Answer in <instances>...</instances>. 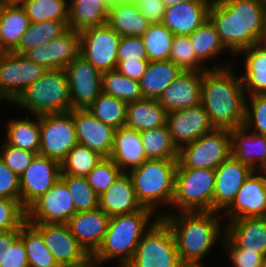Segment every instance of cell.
Masks as SVG:
<instances>
[{"instance_id": "cell-7", "label": "cell", "mask_w": 266, "mask_h": 267, "mask_svg": "<svg viewBox=\"0 0 266 267\" xmlns=\"http://www.w3.org/2000/svg\"><path fill=\"white\" fill-rule=\"evenodd\" d=\"M215 171L177 168L172 207L180 212L213 211Z\"/></svg>"}, {"instance_id": "cell-42", "label": "cell", "mask_w": 266, "mask_h": 267, "mask_svg": "<svg viewBox=\"0 0 266 267\" xmlns=\"http://www.w3.org/2000/svg\"><path fill=\"white\" fill-rule=\"evenodd\" d=\"M188 36L192 42L196 55L203 62L208 59H216L220 52L225 51L226 49L222 44L214 25L209 19Z\"/></svg>"}, {"instance_id": "cell-21", "label": "cell", "mask_w": 266, "mask_h": 267, "mask_svg": "<svg viewBox=\"0 0 266 267\" xmlns=\"http://www.w3.org/2000/svg\"><path fill=\"white\" fill-rule=\"evenodd\" d=\"M78 144L87 146L103 157H110L116 129L104 124L87 109L72 110Z\"/></svg>"}, {"instance_id": "cell-10", "label": "cell", "mask_w": 266, "mask_h": 267, "mask_svg": "<svg viewBox=\"0 0 266 267\" xmlns=\"http://www.w3.org/2000/svg\"><path fill=\"white\" fill-rule=\"evenodd\" d=\"M39 125L41 135L39 154L61 163L78 144L72 110L39 115Z\"/></svg>"}, {"instance_id": "cell-15", "label": "cell", "mask_w": 266, "mask_h": 267, "mask_svg": "<svg viewBox=\"0 0 266 267\" xmlns=\"http://www.w3.org/2000/svg\"><path fill=\"white\" fill-rule=\"evenodd\" d=\"M61 163L37 154L29 167L19 177L20 201L27 209L44 195L60 178Z\"/></svg>"}, {"instance_id": "cell-4", "label": "cell", "mask_w": 266, "mask_h": 267, "mask_svg": "<svg viewBox=\"0 0 266 267\" xmlns=\"http://www.w3.org/2000/svg\"><path fill=\"white\" fill-rule=\"evenodd\" d=\"M155 213L144 207L130 214L110 216L104 240L92 257L100 264L114 259L118 265L128 264L140 239L160 218ZM151 217L155 219L150 223Z\"/></svg>"}, {"instance_id": "cell-53", "label": "cell", "mask_w": 266, "mask_h": 267, "mask_svg": "<svg viewBox=\"0 0 266 267\" xmlns=\"http://www.w3.org/2000/svg\"><path fill=\"white\" fill-rule=\"evenodd\" d=\"M0 198L20 201L19 177L0 158Z\"/></svg>"}, {"instance_id": "cell-18", "label": "cell", "mask_w": 266, "mask_h": 267, "mask_svg": "<svg viewBox=\"0 0 266 267\" xmlns=\"http://www.w3.org/2000/svg\"><path fill=\"white\" fill-rule=\"evenodd\" d=\"M80 54V32L68 29L49 43L37 46L23 55L46 69H65Z\"/></svg>"}, {"instance_id": "cell-45", "label": "cell", "mask_w": 266, "mask_h": 267, "mask_svg": "<svg viewBox=\"0 0 266 267\" xmlns=\"http://www.w3.org/2000/svg\"><path fill=\"white\" fill-rule=\"evenodd\" d=\"M66 183L76 212L91 211L99 208V196L88 183L86 177L60 175Z\"/></svg>"}, {"instance_id": "cell-65", "label": "cell", "mask_w": 266, "mask_h": 267, "mask_svg": "<svg viewBox=\"0 0 266 267\" xmlns=\"http://www.w3.org/2000/svg\"><path fill=\"white\" fill-rule=\"evenodd\" d=\"M185 1H213V0H179V2H185Z\"/></svg>"}, {"instance_id": "cell-22", "label": "cell", "mask_w": 266, "mask_h": 267, "mask_svg": "<svg viewBox=\"0 0 266 267\" xmlns=\"http://www.w3.org/2000/svg\"><path fill=\"white\" fill-rule=\"evenodd\" d=\"M204 72L182 71L163 91L158 102L167 112L201 104V82Z\"/></svg>"}, {"instance_id": "cell-61", "label": "cell", "mask_w": 266, "mask_h": 267, "mask_svg": "<svg viewBox=\"0 0 266 267\" xmlns=\"http://www.w3.org/2000/svg\"><path fill=\"white\" fill-rule=\"evenodd\" d=\"M7 52H9V51L4 47V44H3V41H2L1 22H0V56L6 54Z\"/></svg>"}, {"instance_id": "cell-64", "label": "cell", "mask_w": 266, "mask_h": 267, "mask_svg": "<svg viewBox=\"0 0 266 267\" xmlns=\"http://www.w3.org/2000/svg\"><path fill=\"white\" fill-rule=\"evenodd\" d=\"M262 43L266 46V25H265V34H264Z\"/></svg>"}, {"instance_id": "cell-36", "label": "cell", "mask_w": 266, "mask_h": 267, "mask_svg": "<svg viewBox=\"0 0 266 267\" xmlns=\"http://www.w3.org/2000/svg\"><path fill=\"white\" fill-rule=\"evenodd\" d=\"M0 22L4 47L12 52L31 22L22 6L0 8Z\"/></svg>"}, {"instance_id": "cell-9", "label": "cell", "mask_w": 266, "mask_h": 267, "mask_svg": "<svg viewBox=\"0 0 266 267\" xmlns=\"http://www.w3.org/2000/svg\"><path fill=\"white\" fill-rule=\"evenodd\" d=\"M231 153L230 130L214 128L179 149L177 168L215 170L231 156Z\"/></svg>"}, {"instance_id": "cell-6", "label": "cell", "mask_w": 266, "mask_h": 267, "mask_svg": "<svg viewBox=\"0 0 266 267\" xmlns=\"http://www.w3.org/2000/svg\"><path fill=\"white\" fill-rule=\"evenodd\" d=\"M14 104L34 116L71 111L69 80L65 69H48L25 88Z\"/></svg>"}, {"instance_id": "cell-35", "label": "cell", "mask_w": 266, "mask_h": 267, "mask_svg": "<svg viewBox=\"0 0 266 267\" xmlns=\"http://www.w3.org/2000/svg\"><path fill=\"white\" fill-rule=\"evenodd\" d=\"M69 29L68 21H41L31 22L29 28L21 37L18 46L12 51L23 55L28 50L49 43L61 36Z\"/></svg>"}, {"instance_id": "cell-1", "label": "cell", "mask_w": 266, "mask_h": 267, "mask_svg": "<svg viewBox=\"0 0 266 267\" xmlns=\"http://www.w3.org/2000/svg\"><path fill=\"white\" fill-rule=\"evenodd\" d=\"M208 19L226 50L238 56L241 50L262 43L266 3L262 0H213Z\"/></svg>"}, {"instance_id": "cell-34", "label": "cell", "mask_w": 266, "mask_h": 267, "mask_svg": "<svg viewBox=\"0 0 266 267\" xmlns=\"http://www.w3.org/2000/svg\"><path fill=\"white\" fill-rule=\"evenodd\" d=\"M36 120L26 115L21 119H10L7 123V132L5 141L9 145L22 150L31 151L39 154L40 149V125L39 115H35Z\"/></svg>"}, {"instance_id": "cell-37", "label": "cell", "mask_w": 266, "mask_h": 267, "mask_svg": "<svg viewBox=\"0 0 266 267\" xmlns=\"http://www.w3.org/2000/svg\"><path fill=\"white\" fill-rule=\"evenodd\" d=\"M29 267H60L46 247L41 233L29 222L20 227Z\"/></svg>"}, {"instance_id": "cell-66", "label": "cell", "mask_w": 266, "mask_h": 267, "mask_svg": "<svg viewBox=\"0 0 266 267\" xmlns=\"http://www.w3.org/2000/svg\"><path fill=\"white\" fill-rule=\"evenodd\" d=\"M262 267H266V256L264 257Z\"/></svg>"}, {"instance_id": "cell-56", "label": "cell", "mask_w": 266, "mask_h": 267, "mask_svg": "<svg viewBox=\"0 0 266 267\" xmlns=\"http://www.w3.org/2000/svg\"><path fill=\"white\" fill-rule=\"evenodd\" d=\"M149 60L117 61L116 69L128 78L140 80L146 72Z\"/></svg>"}, {"instance_id": "cell-12", "label": "cell", "mask_w": 266, "mask_h": 267, "mask_svg": "<svg viewBox=\"0 0 266 267\" xmlns=\"http://www.w3.org/2000/svg\"><path fill=\"white\" fill-rule=\"evenodd\" d=\"M120 39L107 23L84 29L80 32V55L102 73L114 70Z\"/></svg>"}, {"instance_id": "cell-46", "label": "cell", "mask_w": 266, "mask_h": 267, "mask_svg": "<svg viewBox=\"0 0 266 267\" xmlns=\"http://www.w3.org/2000/svg\"><path fill=\"white\" fill-rule=\"evenodd\" d=\"M169 60L182 71L205 72L210 69L202 65L204 62L196 55L188 35H175Z\"/></svg>"}, {"instance_id": "cell-38", "label": "cell", "mask_w": 266, "mask_h": 267, "mask_svg": "<svg viewBox=\"0 0 266 267\" xmlns=\"http://www.w3.org/2000/svg\"><path fill=\"white\" fill-rule=\"evenodd\" d=\"M147 159H178L179 149L167 125L140 132Z\"/></svg>"}, {"instance_id": "cell-63", "label": "cell", "mask_w": 266, "mask_h": 267, "mask_svg": "<svg viewBox=\"0 0 266 267\" xmlns=\"http://www.w3.org/2000/svg\"><path fill=\"white\" fill-rule=\"evenodd\" d=\"M97 267H101V264L97 262ZM118 267H130L128 264H119Z\"/></svg>"}, {"instance_id": "cell-47", "label": "cell", "mask_w": 266, "mask_h": 267, "mask_svg": "<svg viewBox=\"0 0 266 267\" xmlns=\"http://www.w3.org/2000/svg\"><path fill=\"white\" fill-rule=\"evenodd\" d=\"M121 169L109 157H104L86 176L88 183L98 196L122 174Z\"/></svg>"}, {"instance_id": "cell-14", "label": "cell", "mask_w": 266, "mask_h": 267, "mask_svg": "<svg viewBox=\"0 0 266 267\" xmlns=\"http://www.w3.org/2000/svg\"><path fill=\"white\" fill-rule=\"evenodd\" d=\"M72 110L88 109L102 92V72L82 55L75 57L66 67Z\"/></svg>"}, {"instance_id": "cell-16", "label": "cell", "mask_w": 266, "mask_h": 267, "mask_svg": "<svg viewBox=\"0 0 266 267\" xmlns=\"http://www.w3.org/2000/svg\"><path fill=\"white\" fill-rule=\"evenodd\" d=\"M29 223L41 233L46 247L60 267L77 265L90 257L70 232L67 224Z\"/></svg>"}, {"instance_id": "cell-67", "label": "cell", "mask_w": 266, "mask_h": 267, "mask_svg": "<svg viewBox=\"0 0 266 267\" xmlns=\"http://www.w3.org/2000/svg\"><path fill=\"white\" fill-rule=\"evenodd\" d=\"M263 218L266 220V211H265V214H264Z\"/></svg>"}, {"instance_id": "cell-30", "label": "cell", "mask_w": 266, "mask_h": 267, "mask_svg": "<svg viewBox=\"0 0 266 267\" xmlns=\"http://www.w3.org/2000/svg\"><path fill=\"white\" fill-rule=\"evenodd\" d=\"M245 54V73L239 75L246 96L266 94V46L263 43L241 50Z\"/></svg>"}, {"instance_id": "cell-60", "label": "cell", "mask_w": 266, "mask_h": 267, "mask_svg": "<svg viewBox=\"0 0 266 267\" xmlns=\"http://www.w3.org/2000/svg\"><path fill=\"white\" fill-rule=\"evenodd\" d=\"M140 0H111L112 5H120V4H134L137 5Z\"/></svg>"}, {"instance_id": "cell-11", "label": "cell", "mask_w": 266, "mask_h": 267, "mask_svg": "<svg viewBox=\"0 0 266 267\" xmlns=\"http://www.w3.org/2000/svg\"><path fill=\"white\" fill-rule=\"evenodd\" d=\"M47 70L24 55L7 52L0 56V99L12 104L28 85Z\"/></svg>"}, {"instance_id": "cell-50", "label": "cell", "mask_w": 266, "mask_h": 267, "mask_svg": "<svg viewBox=\"0 0 266 267\" xmlns=\"http://www.w3.org/2000/svg\"><path fill=\"white\" fill-rule=\"evenodd\" d=\"M37 154L14 147L6 142L0 146V158L18 177L29 167Z\"/></svg>"}, {"instance_id": "cell-26", "label": "cell", "mask_w": 266, "mask_h": 267, "mask_svg": "<svg viewBox=\"0 0 266 267\" xmlns=\"http://www.w3.org/2000/svg\"><path fill=\"white\" fill-rule=\"evenodd\" d=\"M230 132L231 155L253 170L266 171V135L250 132L244 125L232 128Z\"/></svg>"}, {"instance_id": "cell-20", "label": "cell", "mask_w": 266, "mask_h": 267, "mask_svg": "<svg viewBox=\"0 0 266 267\" xmlns=\"http://www.w3.org/2000/svg\"><path fill=\"white\" fill-rule=\"evenodd\" d=\"M167 126L173 143L178 149L214 129L201 104L192 108L168 112Z\"/></svg>"}, {"instance_id": "cell-28", "label": "cell", "mask_w": 266, "mask_h": 267, "mask_svg": "<svg viewBox=\"0 0 266 267\" xmlns=\"http://www.w3.org/2000/svg\"><path fill=\"white\" fill-rule=\"evenodd\" d=\"M99 208L110 216L130 214L144 207L138 201L131 177L122 173L99 196Z\"/></svg>"}, {"instance_id": "cell-33", "label": "cell", "mask_w": 266, "mask_h": 267, "mask_svg": "<svg viewBox=\"0 0 266 267\" xmlns=\"http://www.w3.org/2000/svg\"><path fill=\"white\" fill-rule=\"evenodd\" d=\"M107 24L121 37H141L151 23L139 12L138 5L120 4L109 8Z\"/></svg>"}, {"instance_id": "cell-55", "label": "cell", "mask_w": 266, "mask_h": 267, "mask_svg": "<svg viewBox=\"0 0 266 267\" xmlns=\"http://www.w3.org/2000/svg\"><path fill=\"white\" fill-rule=\"evenodd\" d=\"M137 5L139 12L144 15L150 23L162 22L166 10L162 0H140Z\"/></svg>"}, {"instance_id": "cell-40", "label": "cell", "mask_w": 266, "mask_h": 267, "mask_svg": "<svg viewBox=\"0 0 266 267\" xmlns=\"http://www.w3.org/2000/svg\"><path fill=\"white\" fill-rule=\"evenodd\" d=\"M102 92L125 102L143 99L140 82L128 78L117 69L102 73Z\"/></svg>"}, {"instance_id": "cell-54", "label": "cell", "mask_w": 266, "mask_h": 267, "mask_svg": "<svg viewBox=\"0 0 266 267\" xmlns=\"http://www.w3.org/2000/svg\"><path fill=\"white\" fill-rule=\"evenodd\" d=\"M0 267H29L26 248L20 237L5 250Z\"/></svg>"}, {"instance_id": "cell-32", "label": "cell", "mask_w": 266, "mask_h": 267, "mask_svg": "<svg viewBox=\"0 0 266 267\" xmlns=\"http://www.w3.org/2000/svg\"><path fill=\"white\" fill-rule=\"evenodd\" d=\"M181 72L170 60L149 61L146 72L139 80L143 98L158 100Z\"/></svg>"}, {"instance_id": "cell-23", "label": "cell", "mask_w": 266, "mask_h": 267, "mask_svg": "<svg viewBox=\"0 0 266 267\" xmlns=\"http://www.w3.org/2000/svg\"><path fill=\"white\" fill-rule=\"evenodd\" d=\"M110 215L100 208L76 212L66 223L79 244L92 256L102 244Z\"/></svg>"}, {"instance_id": "cell-57", "label": "cell", "mask_w": 266, "mask_h": 267, "mask_svg": "<svg viewBox=\"0 0 266 267\" xmlns=\"http://www.w3.org/2000/svg\"><path fill=\"white\" fill-rule=\"evenodd\" d=\"M19 237L20 227L18 229L0 232V266L2 264V255L5 250L10 248Z\"/></svg>"}, {"instance_id": "cell-13", "label": "cell", "mask_w": 266, "mask_h": 267, "mask_svg": "<svg viewBox=\"0 0 266 267\" xmlns=\"http://www.w3.org/2000/svg\"><path fill=\"white\" fill-rule=\"evenodd\" d=\"M76 213L66 183L58 181L26 209L27 222L66 224Z\"/></svg>"}, {"instance_id": "cell-39", "label": "cell", "mask_w": 266, "mask_h": 267, "mask_svg": "<svg viewBox=\"0 0 266 267\" xmlns=\"http://www.w3.org/2000/svg\"><path fill=\"white\" fill-rule=\"evenodd\" d=\"M94 117L115 129L125 126L127 102L101 92L87 109Z\"/></svg>"}, {"instance_id": "cell-27", "label": "cell", "mask_w": 266, "mask_h": 267, "mask_svg": "<svg viewBox=\"0 0 266 267\" xmlns=\"http://www.w3.org/2000/svg\"><path fill=\"white\" fill-rule=\"evenodd\" d=\"M123 173H129L146 160L141 134L135 129L122 126L115 131L112 151L109 157Z\"/></svg>"}, {"instance_id": "cell-31", "label": "cell", "mask_w": 266, "mask_h": 267, "mask_svg": "<svg viewBox=\"0 0 266 267\" xmlns=\"http://www.w3.org/2000/svg\"><path fill=\"white\" fill-rule=\"evenodd\" d=\"M168 112L158 100L143 98L127 103L125 126L138 132L167 125Z\"/></svg>"}, {"instance_id": "cell-44", "label": "cell", "mask_w": 266, "mask_h": 267, "mask_svg": "<svg viewBox=\"0 0 266 267\" xmlns=\"http://www.w3.org/2000/svg\"><path fill=\"white\" fill-rule=\"evenodd\" d=\"M22 7L30 22L68 21L67 0H24Z\"/></svg>"}, {"instance_id": "cell-5", "label": "cell", "mask_w": 266, "mask_h": 267, "mask_svg": "<svg viewBox=\"0 0 266 267\" xmlns=\"http://www.w3.org/2000/svg\"><path fill=\"white\" fill-rule=\"evenodd\" d=\"M178 159H147L127 173L133 182L138 201L143 207L156 210L159 204L171 206L175 193ZM165 203V204H164Z\"/></svg>"}, {"instance_id": "cell-24", "label": "cell", "mask_w": 266, "mask_h": 267, "mask_svg": "<svg viewBox=\"0 0 266 267\" xmlns=\"http://www.w3.org/2000/svg\"><path fill=\"white\" fill-rule=\"evenodd\" d=\"M224 236L236 247L266 256V220L237 218L225 224Z\"/></svg>"}, {"instance_id": "cell-29", "label": "cell", "mask_w": 266, "mask_h": 267, "mask_svg": "<svg viewBox=\"0 0 266 267\" xmlns=\"http://www.w3.org/2000/svg\"><path fill=\"white\" fill-rule=\"evenodd\" d=\"M111 0H69L68 27L81 32L108 22Z\"/></svg>"}, {"instance_id": "cell-8", "label": "cell", "mask_w": 266, "mask_h": 267, "mask_svg": "<svg viewBox=\"0 0 266 267\" xmlns=\"http://www.w3.org/2000/svg\"><path fill=\"white\" fill-rule=\"evenodd\" d=\"M130 267H185L179 258L174 235L160 217L140 239Z\"/></svg>"}, {"instance_id": "cell-43", "label": "cell", "mask_w": 266, "mask_h": 267, "mask_svg": "<svg viewBox=\"0 0 266 267\" xmlns=\"http://www.w3.org/2000/svg\"><path fill=\"white\" fill-rule=\"evenodd\" d=\"M103 158L87 146L77 144L61 162L60 175L86 177Z\"/></svg>"}, {"instance_id": "cell-41", "label": "cell", "mask_w": 266, "mask_h": 267, "mask_svg": "<svg viewBox=\"0 0 266 267\" xmlns=\"http://www.w3.org/2000/svg\"><path fill=\"white\" fill-rule=\"evenodd\" d=\"M174 34L161 22L151 23L141 36L149 61L169 60Z\"/></svg>"}, {"instance_id": "cell-51", "label": "cell", "mask_w": 266, "mask_h": 267, "mask_svg": "<svg viewBox=\"0 0 266 267\" xmlns=\"http://www.w3.org/2000/svg\"><path fill=\"white\" fill-rule=\"evenodd\" d=\"M222 247L229 255L233 267H262L264 256L258 252L246 251L236 248L225 236L223 237Z\"/></svg>"}, {"instance_id": "cell-58", "label": "cell", "mask_w": 266, "mask_h": 267, "mask_svg": "<svg viewBox=\"0 0 266 267\" xmlns=\"http://www.w3.org/2000/svg\"><path fill=\"white\" fill-rule=\"evenodd\" d=\"M24 0H0V8L23 6Z\"/></svg>"}, {"instance_id": "cell-52", "label": "cell", "mask_w": 266, "mask_h": 267, "mask_svg": "<svg viewBox=\"0 0 266 267\" xmlns=\"http://www.w3.org/2000/svg\"><path fill=\"white\" fill-rule=\"evenodd\" d=\"M117 58L118 61L148 60L142 37L122 36Z\"/></svg>"}, {"instance_id": "cell-3", "label": "cell", "mask_w": 266, "mask_h": 267, "mask_svg": "<svg viewBox=\"0 0 266 267\" xmlns=\"http://www.w3.org/2000/svg\"><path fill=\"white\" fill-rule=\"evenodd\" d=\"M220 215L214 211L158 214L170 227L179 258L185 267L206 266L201 262L202 258L216 243H222L225 234V227L222 226L225 225L220 223Z\"/></svg>"}, {"instance_id": "cell-19", "label": "cell", "mask_w": 266, "mask_h": 267, "mask_svg": "<svg viewBox=\"0 0 266 267\" xmlns=\"http://www.w3.org/2000/svg\"><path fill=\"white\" fill-rule=\"evenodd\" d=\"M213 211L224 212L253 169L236 160L232 155L215 170Z\"/></svg>"}, {"instance_id": "cell-48", "label": "cell", "mask_w": 266, "mask_h": 267, "mask_svg": "<svg viewBox=\"0 0 266 267\" xmlns=\"http://www.w3.org/2000/svg\"><path fill=\"white\" fill-rule=\"evenodd\" d=\"M248 99L243 125L249 130L254 127L252 132L266 135V94L250 95Z\"/></svg>"}, {"instance_id": "cell-59", "label": "cell", "mask_w": 266, "mask_h": 267, "mask_svg": "<svg viewBox=\"0 0 266 267\" xmlns=\"http://www.w3.org/2000/svg\"><path fill=\"white\" fill-rule=\"evenodd\" d=\"M63 267H97V261L92 256H90L87 260L80 264Z\"/></svg>"}, {"instance_id": "cell-49", "label": "cell", "mask_w": 266, "mask_h": 267, "mask_svg": "<svg viewBox=\"0 0 266 267\" xmlns=\"http://www.w3.org/2000/svg\"><path fill=\"white\" fill-rule=\"evenodd\" d=\"M26 222V209L21 201L0 198V232L18 229Z\"/></svg>"}, {"instance_id": "cell-62", "label": "cell", "mask_w": 266, "mask_h": 267, "mask_svg": "<svg viewBox=\"0 0 266 267\" xmlns=\"http://www.w3.org/2000/svg\"><path fill=\"white\" fill-rule=\"evenodd\" d=\"M165 7L169 8L179 3V0H162Z\"/></svg>"}, {"instance_id": "cell-17", "label": "cell", "mask_w": 266, "mask_h": 267, "mask_svg": "<svg viewBox=\"0 0 266 267\" xmlns=\"http://www.w3.org/2000/svg\"><path fill=\"white\" fill-rule=\"evenodd\" d=\"M253 170L246 178L234 201L224 211L228 220L263 217L266 211V171ZM263 173V174H262Z\"/></svg>"}, {"instance_id": "cell-25", "label": "cell", "mask_w": 266, "mask_h": 267, "mask_svg": "<svg viewBox=\"0 0 266 267\" xmlns=\"http://www.w3.org/2000/svg\"><path fill=\"white\" fill-rule=\"evenodd\" d=\"M212 1H185L166 8L162 23L174 35H190L207 19Z\"/></svg>"}, {"instance_id": "cell-2", "label": "cell", "mask_w": 266, "mask_h": 267, "mask_svg": "<svg viewBox=\"0 0 266 267\" xmlns=\"http://www.w3.org/2000/svg\"><path fill=\"white\" fill-rule=\"evenodd\" d=\"M232 67L227 62L224 65L213 64L203 73L201 105L214 128L230 130L244 124L247 96L241 77L236 76Z\"/></svg>"}]
</instances>
